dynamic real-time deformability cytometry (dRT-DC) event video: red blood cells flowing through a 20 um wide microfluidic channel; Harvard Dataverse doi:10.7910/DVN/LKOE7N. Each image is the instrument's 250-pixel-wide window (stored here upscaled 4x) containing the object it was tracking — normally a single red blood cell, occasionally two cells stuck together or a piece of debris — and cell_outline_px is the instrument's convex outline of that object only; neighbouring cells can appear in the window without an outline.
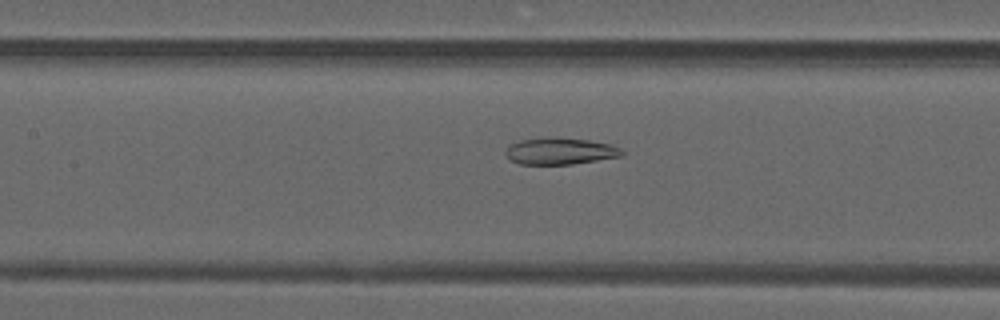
{"species": "common noctule bat (a hibernating species)", "species_latin": "Nyctalus noctula", "temperature_condition": "warm", "stored_images_in_passage": 49, "camera_frame_rate_fps": 3000, "um_per_image_px": 0.085, "animal": {"sex": "male", "forearm_length_mm": 52.5}, "frame": {"image": 1, "passage_image": 23, "time_ms": 7.333, "image_size_px": [1000, 320], "cell_outline_px": [[624, 156], [572, 164], [520, 164], [504, 156], [504, 152], [508, 144], [520, 140], [588, 140], [608, 144], [620, 148], [624, 152]], "centroid_in_image_um": [47.6, 12.9], "position_along_channel_um": 159.8, "area_um2": 17.34}}
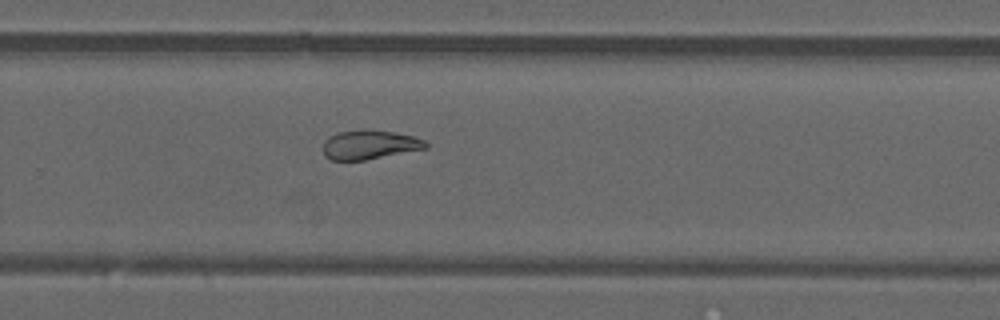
{"frame": {"image": 2, "passage_image": 33, "time_ms": 10.667, "image_size_px": [1000, 320], "cell_outline_px": [[428, 148], [364, 160], [332, 160], [324, 156], [324, 140], [328, 136], [340, 132], [368, 128], [392, 132], [412, 136], [424, 140], [428, 144]], "centroid_in_image_um": [31.4, 12.29], "position_along_channel_um": 298.4, "area_um2": 17.46}}
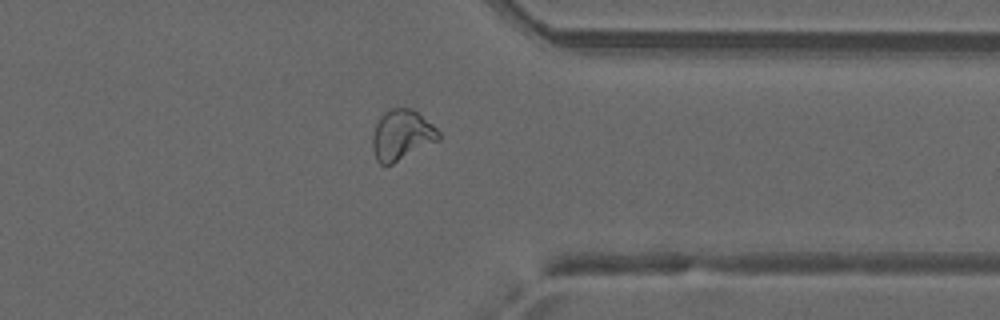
{"frame": {"image": 3, "passage_image": 39, "time_ms": 12.667, "image_size_px": [1000, 320], "cell_outline_px": [[440, 140], [392, 164], [380, 164], [376, 160], [372, 148], [372, 136], [376, 124], [380, 116], [388, 108], [412, 108], [432, 124], [440, 132]], "centroid_in_image_um": [34.14, 11.47], "position_along_channel_um": 377.3, "area_um2": 19.48}, "authors_computed_cell_mechanics": {"area_um2": 21.964, "velocity_mm_per_s": 4.1773, "shape_relaxation_time_tau1_ms": null, "shape_relaxation_time_tau2_ms": 2.8954, "deformation_change_tau1": null, "deformation_change_tau2": 0.0984}}